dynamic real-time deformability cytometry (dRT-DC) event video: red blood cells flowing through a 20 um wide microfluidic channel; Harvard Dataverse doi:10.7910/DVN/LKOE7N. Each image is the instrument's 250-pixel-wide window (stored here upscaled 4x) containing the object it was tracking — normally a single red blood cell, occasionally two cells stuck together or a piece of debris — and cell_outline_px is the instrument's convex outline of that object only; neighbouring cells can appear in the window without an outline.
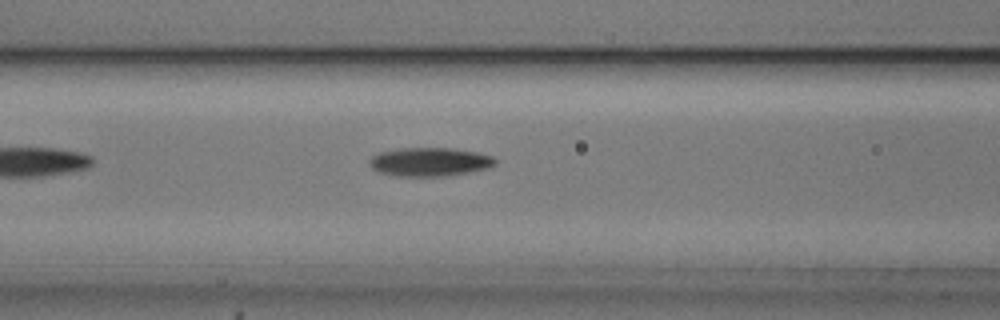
{"species": "common noctule bat (a hibernating species)", "species_latin": "Nyctalus noctula", "temperature_condition": "cold", "stored_images_in_passage": 29, "camera_frame_rate_fps": 3000, "um_per_image_px": 0.085, "animal": {"sex": "male", "body_mass_g": 20.5, "forearm_length_mm": 52.5}, "frame": {"image": 1, "passage_image": 7, "time_ms": 2.0, "image_size_px": [1000, 320], "cell_outline_px": [[496, 164], [488, 168], [468, 172], [444, 176], [396, 176], [380, 172], [372, 168], [368, 164], [368, 160], [372, 156], [380, 152], [400, 148], [452, 148], [476, 152], [492, 156], [496, 160]], "centroid_in_image_um": [36.5, 13.75], "position_along_channel_um": 130.1, "area_um2": 20.98}}
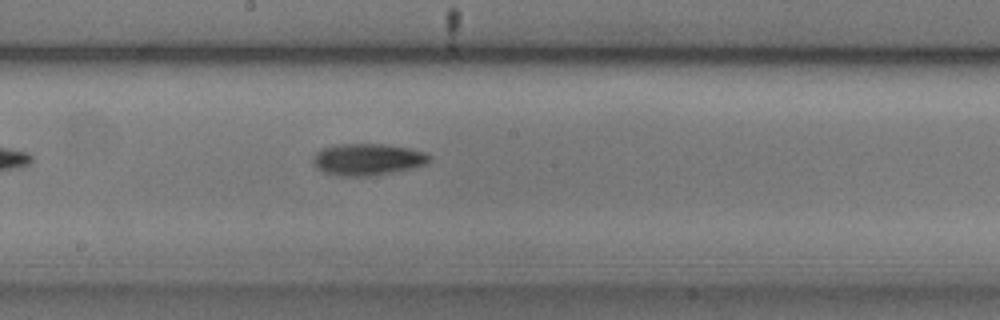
{"frame": {"image": 2, "passage_image": 14, "time_ms": 4.333, "image_size_px": [1000, 320], "cell_outline_px": [[432, 160], [424, 164], [412, 168], [368, 176], [336, 176], [324, 172], [316, 168], [312, 160], [312, 156], [320, 148], [340, 144], [384, 144], [408, 148], [424, 152], [432, 156]], "centroid_in_image_um": [31.2, 13.54], "position_along_channel_um": 217.0, "area_um2": 21.56}}
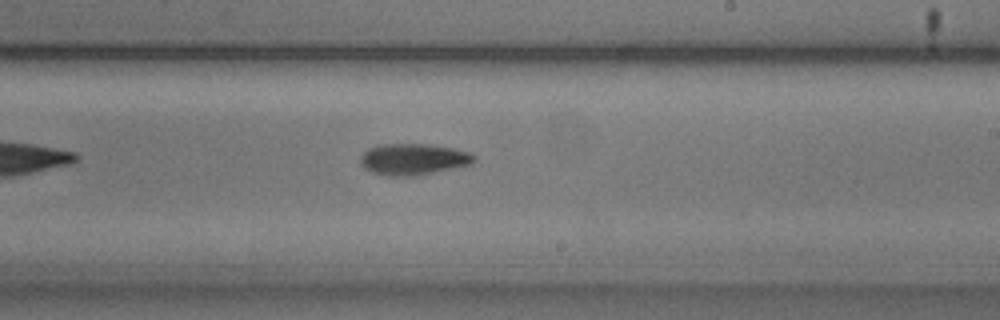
{"frame": {"image": 3, "passage_image": 17, "time_ms": 5.333, "image_size_px": [1000, 320], "cell_outline_px": [[476, 160], [472, 164], [416, 176], [388, 176], [372, 172], [364, 168], [360, 160], [360, 156], [368, 148], [376, 144], [424, 144], [452, 148], [468, 152], [476, 156]], "centroid_in_image_um": [35.11, 13.54], "position_along_channel_um": 253.9, "area_um2": 20.81}}